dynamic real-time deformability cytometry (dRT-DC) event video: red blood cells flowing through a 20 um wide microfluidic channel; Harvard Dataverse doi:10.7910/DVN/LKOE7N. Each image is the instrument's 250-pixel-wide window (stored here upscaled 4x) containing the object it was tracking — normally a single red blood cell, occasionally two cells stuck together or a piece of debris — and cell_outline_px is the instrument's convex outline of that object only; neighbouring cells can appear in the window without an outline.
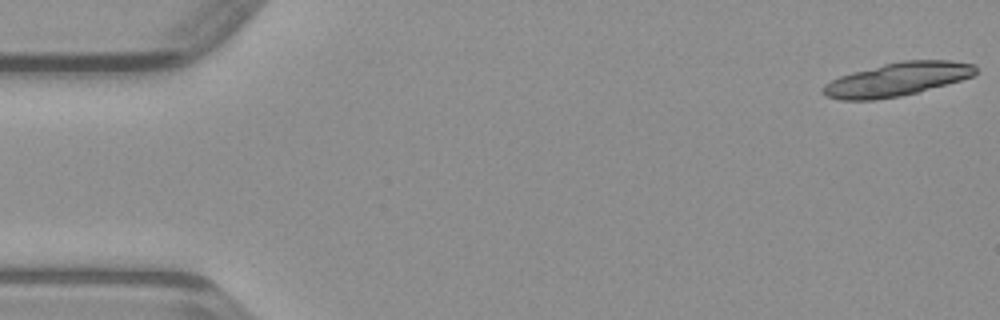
{"species": "common noctule bat (a hibernating species)", "species_latin": "Nyctalus noctula", "temperature_condition": "warm", "stored_images_in_passage": 16, "camera_frame_rate_fps": 3000, "um_per_image_px": 0.085, "animal": {"sex": "male", "body_mass_g": 23.1, "forearm_length_mm": 52.7}, "frame": {"image": 1, "passage_image": 1, "time_ms": 0.0, "image_size_px": [1000, 320], "cell_outline_px": [[976, 72], [972, 76], [960, 80], [916, 92], [900, 96], [876, 100], [840, 100], [824, 96], [820, 92], [820, 88], [824, 84], [840, 76], [852, 72], [884, 64], [904, 60], [948, 60], [976, 64]], "centroid_in_image_um": [76.2, 6.75], "position_along_channel_um": 8.8, "area_um2": 29.71}}